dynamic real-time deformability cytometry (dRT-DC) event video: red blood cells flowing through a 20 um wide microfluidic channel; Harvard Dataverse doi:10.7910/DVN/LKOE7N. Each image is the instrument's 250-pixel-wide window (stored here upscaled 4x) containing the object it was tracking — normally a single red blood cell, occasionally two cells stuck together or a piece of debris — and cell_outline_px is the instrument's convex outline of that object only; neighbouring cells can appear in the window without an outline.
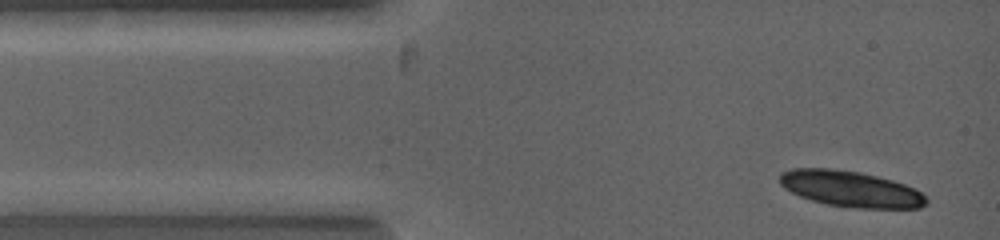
{"species": "common noctule bat (a hibernating species)", "species_latin": "Nyctalus noctula", "temperature_condition": "warm", "stored_images_in_passage": 4, "camera_frame_rate_fps": 5000, "um_per_image_px": 0.085, "animal": {"sex": "female", "body_mass_g": 19.0, "forearm_length_mm": 53.3}, "frame": {"image": 1, "passage_image": 1, "time_ms": 0.0, "image_size_px": [1000, 240], "cell_outline_px": [[928, 204], [920, 208], [856, 208], [828, 204], [812, 200], [800, 196], [784, 188], [780, 184], [780, 172], [792, 168], [828, 168], [860, 172], [892, 180], [904, 184], [920, 192], [928, 200]], "centroid_in_image_um": [72.29, 16.05], "position_along_channel_um": 12.7, "area_um2": 30.58}}